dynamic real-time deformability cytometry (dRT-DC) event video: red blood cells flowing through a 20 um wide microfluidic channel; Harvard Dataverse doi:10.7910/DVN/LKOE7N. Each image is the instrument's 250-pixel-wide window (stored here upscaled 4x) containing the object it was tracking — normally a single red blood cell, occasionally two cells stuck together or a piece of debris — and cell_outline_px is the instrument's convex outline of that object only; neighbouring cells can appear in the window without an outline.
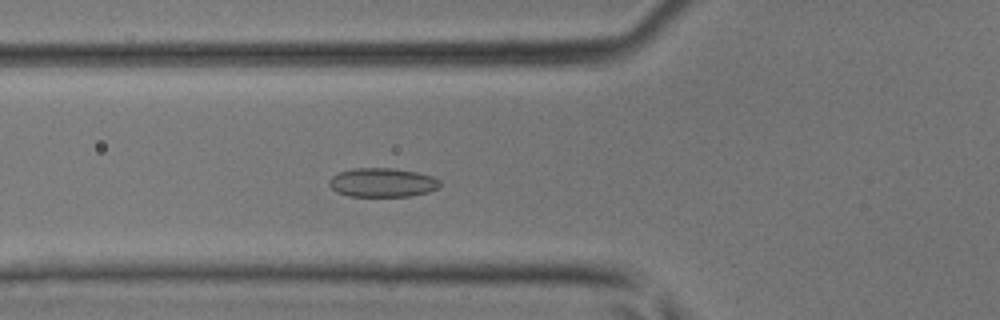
{"species": "common noctule bat (a hibernating species)", "species_latin": "Nyctalus noctula", "temperature_condition": "room temperature", "stored_images_in_passage": 43, "camera_frame_rate_fps": 3000, "um_per_image_px": 0.085, "animal": {"sex": "male", "body_mass_g": 17.9, "forearm_length_mm": 54.2}, "frame": {"image": 1, "passage_image": 16, "time_ms": 5.0, "image_size_px": [1000, 320], "cell_outline_px": [[440, 184], [436, 188], [428, 192], [412, 196], [348, 196], [336, 192], [328, 184], [328, 180], [332, 176], [340, 172], [356, 168], [392, 168], [416, 172], [432, 176], [440, 180]], "centroid_in_image_um": [32.48, 15.52], "position_along_channel_um": 93.3, "area_um2": 18.67}}
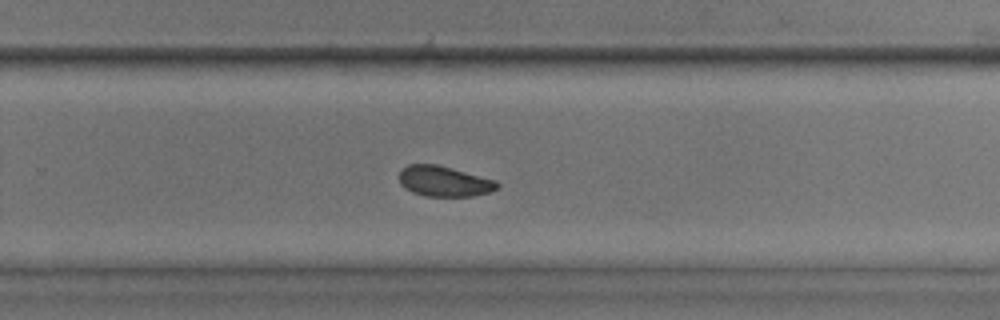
{"frame": {"image": 2, "passage_image": 29, "time_ms": 9.333, "image_size_px": [1000, 320], "cell_outline_px": [[500, 184], [496, 188], [488, 192], [472, 196], [424, 196], [412, 192], [404, 188], [400, 184], [400, 172], [408, 164], [436, 164], [496, 180]], "centroid_in_image_um": [37.73, 15.41], "position_along_channel_um": 292.1, "area_um2": 17.22}}
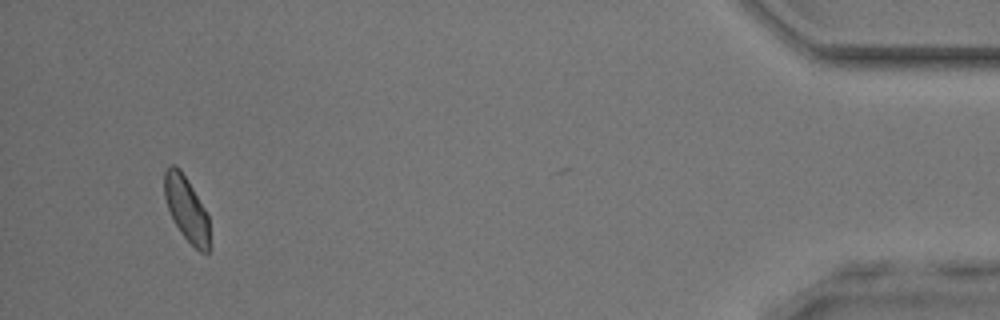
{"frame": {"image": 3, "passage_image": 42, "time_ms": 13.667, "image_size_px": [1000, 320], "cell_outline_px": [[208, 252], [200, 252], [180, 232], [172, 220], [164, 196], [164, 172], [172, 164], [180, 168], [208, 212]], "centroid_in_image_um": [15.83, 17.71], "position_along_channel_um": 419.4, "area_um2": 16.88}}